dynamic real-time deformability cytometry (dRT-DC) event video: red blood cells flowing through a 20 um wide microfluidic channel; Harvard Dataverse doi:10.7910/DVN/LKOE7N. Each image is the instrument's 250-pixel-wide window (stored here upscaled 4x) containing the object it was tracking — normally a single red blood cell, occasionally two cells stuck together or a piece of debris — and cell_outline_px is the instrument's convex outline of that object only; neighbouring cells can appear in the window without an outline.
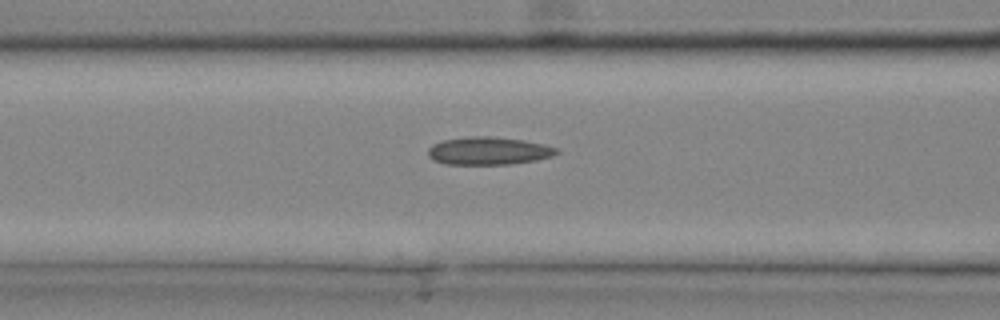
{"species": "common noctule bat (a hibernating species)", "species_latin": "Nyctalus noctula", "temperature_condition": "cold", "stored_images_in_passage": 26, "camera_frame_rate_fps": 3000, "um_per_image_px": 0.085, "animal": {"sex": "male", "body_mass_g": 20.4}, "frame": {"image": 1, "passage_image": 8, "time_ms": 2.333, "image_size_px": [1000, 320], "cell_outline_px": [[560, 152], [552, 156], [536, 160], [512, 164], [444, 164], [432, 160], [428, 156], [428, 148], [432, 144], [444, 140], [472, 136], [488, 136], [524, 140], [544, 144], [560, 148]], "centroid_in_image_um": [41.54, 12.83], "position_along_channel_um": 125.1, "area_um2": 20.98}}
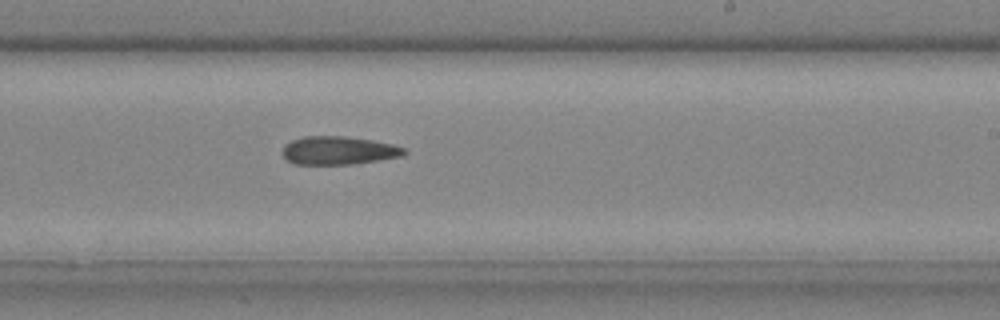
{"frame": {"image": 2, "passage_image": 15, "time_ms": 4.667, "image_size_px": [1000, 320], "cell_outline_px": [[408, 152], [404, 156], [352, 164], [296, 164], [288, 160], [280, 152], [284, 144], [292, 140], [304, 136], [344, 136], [372, 140], [392, 144], [404, 148]], "centroid_in_image_um": [28.77, 12.78], "position_along_channel_um": 260.2, "area_um2": 20.11}}